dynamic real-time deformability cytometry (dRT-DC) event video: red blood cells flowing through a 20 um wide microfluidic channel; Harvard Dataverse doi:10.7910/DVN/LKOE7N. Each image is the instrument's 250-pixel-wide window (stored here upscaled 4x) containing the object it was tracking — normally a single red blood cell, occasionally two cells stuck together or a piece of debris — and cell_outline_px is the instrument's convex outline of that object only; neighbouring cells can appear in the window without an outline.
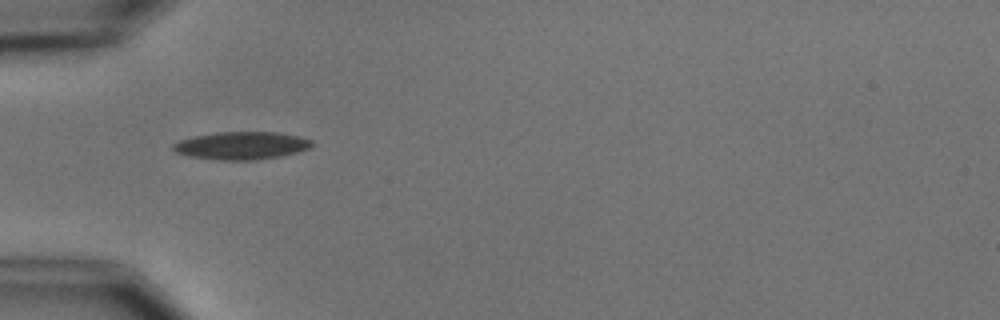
{"species": "common noctule bat (a hibernating species)", "species_latin": "Nyctalus noctula", "temperature_condition": "cold", "stored_images_in_passage": 6, "camera_frame_rate_fps": 3000, "um_per_image_px": 0.085, "animal": {"sex": "male", "body_mass_g": 15.6}, "frame": {"image": 1, "passage_image": 2, "time_ms": 1.333, "image_size_px": [1000, 320], "cell_outline_px": [[312, 144], [308, 148], [296, 152], [280, 156], [252, 160], [224, 160], [192, 156], [176, 152], [172, 148], [172, 144], [180, 140], [196, 136], [216, 132], [276, 132], [300, 136], [312, 140]], "centroid_in_image_um": [20.54, 12.36], "position_along_channel_um": 64.5, "area_um2": 22.08}}
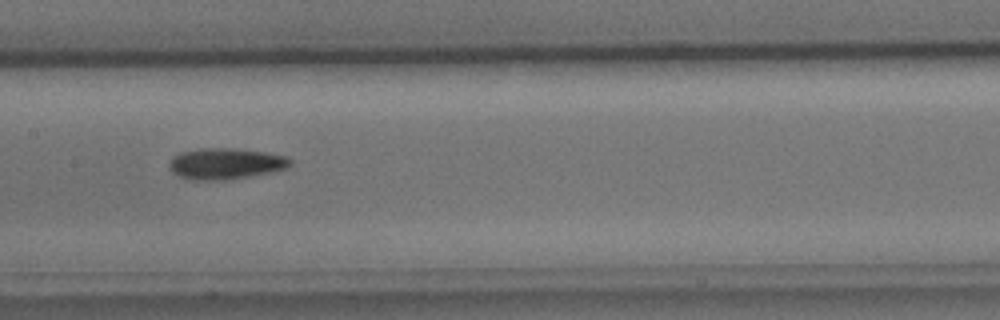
{"frame": {"image": 2, "passage_image": 5, "time_ms": 4.667, "image_size_px": [1000, 320], "cell_outline_px": [[292, 164], [284, 168], [272, 172], [224, 180], [192, 180], [180, 176], [172, 172], [168, 168], [168, 164], [172, 156], [180, 152], [200, 148], [232, 148], [264, 152], [284, 156], [292, 160]], "centroid_in_image_um": [19.11, 13.91], "position_along_channel_um": 188.3, "area_um2": 21.91}}
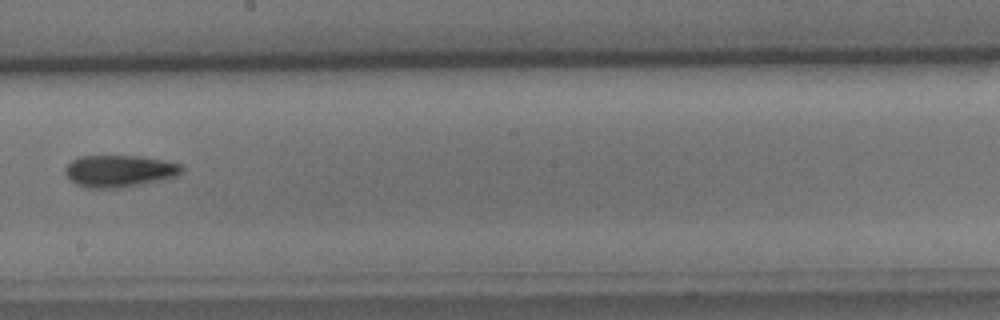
{"frame": {"image": 3, "passage_image": 6, "time_ms": 6.0, "image_size_px": [1000, 320], "cell_outline_px": [[184, 168], [176, 176], [160, 180], [124, 188], [88, 188], [76, 184], [64, 172], [64, 168], [72, 160], [80, 156], [140, 156], [164, 160], [180, 164]], "centroid_in_image_um": [10.14, 14.54], "position_along_channel_um": 238.1, "area_um2": 21.68}}